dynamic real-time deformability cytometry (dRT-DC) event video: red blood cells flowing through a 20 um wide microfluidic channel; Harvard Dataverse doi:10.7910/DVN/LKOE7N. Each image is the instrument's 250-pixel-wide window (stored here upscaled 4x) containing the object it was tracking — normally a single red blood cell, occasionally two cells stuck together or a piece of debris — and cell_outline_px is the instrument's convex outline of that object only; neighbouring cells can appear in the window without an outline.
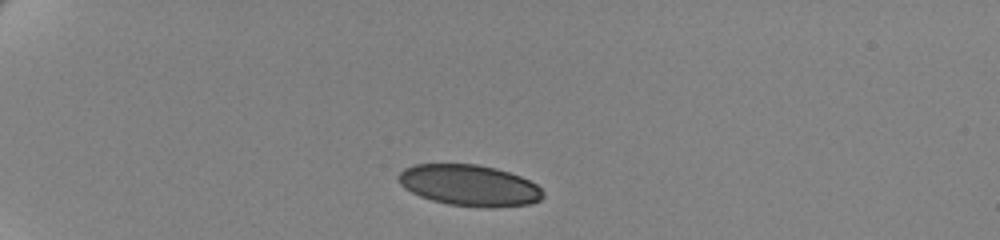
{"species": "human", "species_latin": "Homo sapiens", "temperature_condition": "cold", "stored_images_in_passage": 44, "camera_frame_rate_fps": 3000, "um_per_image_px": 0.085, "donor": {"sex": "female"}, "frame": {"image": 1, "passage_image": 1, "time_ms": 0.0, "image_size_px": [1000, 240], "cell_outline_px": [[544, 196], [540, 200], [532, 204], [492, 208], [484, 208], [448, 204], [432, 200], [420, 196], [404, 188], [396, 180], [396, 176], [404, 168], [412, 164], [476, 164], [496, 168], [520, 176], [536, 184], [544, 192]], "centroid_in_image_um": [39.88, 15.76], "position_along_channel_um": 45.1, "area_um2": 35.03}}
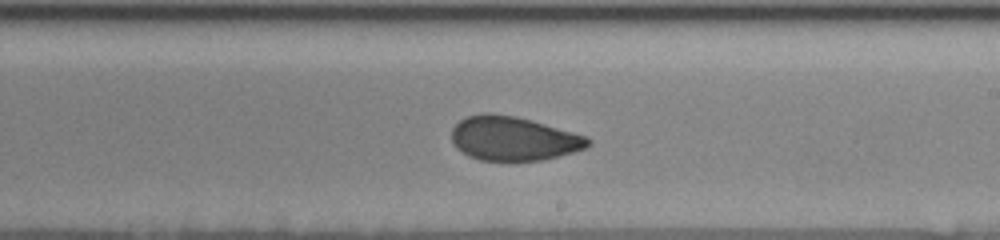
{"frame": {"image": 2, "passage_image": 23, "time_ms": 7.333, "image_size_px": [1000, 240], "cell_outline_px": [[592, 144], [588, 148], [540, 160], [480, 160], [468, 156], [456, 148], [452, 140], [452, 128], [460, 120], [468, 116], [484, 112], [492, 112], [516, 116], [532, 120], [588, 136], [592, 140]], "centroid_in_image_um": [43.66, 11.76], "position_along_channel_um": 245.3, "area_um2": 35.2}}
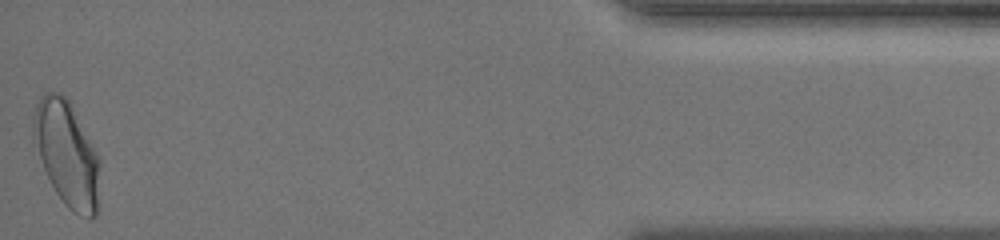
{"frame": {"image": 3, "passage_image": 44, "time_ms": 14.333, "image_size_px": [1000, 240], "cell_outline_px": [[100, 164], [96, 216], [80, 216], [72, 212], [64, 204], [56, 192], [44, 168], [32, 136], [32, 116], [36, 104], [40, 96], [44, 92], [60, 92], [68, 100], [96, 152], [100, 160]], "centroid_in_image_um": [5.66, 13.05], "position_along_channel_um": 429.5, "area_um2": 40.11}, "authors_computed_cell_mechanics": {"area_um2": 35.7493, "velocity_mm_per_s": 3.4783, "shape_relaxation_time_tau1_ms": 7.4695, "shape_relaxation_time_tau2_ms": 1.1324, "deformation_change_tau1": 0.1541, "deformation_change_tau2": 0.0547}}